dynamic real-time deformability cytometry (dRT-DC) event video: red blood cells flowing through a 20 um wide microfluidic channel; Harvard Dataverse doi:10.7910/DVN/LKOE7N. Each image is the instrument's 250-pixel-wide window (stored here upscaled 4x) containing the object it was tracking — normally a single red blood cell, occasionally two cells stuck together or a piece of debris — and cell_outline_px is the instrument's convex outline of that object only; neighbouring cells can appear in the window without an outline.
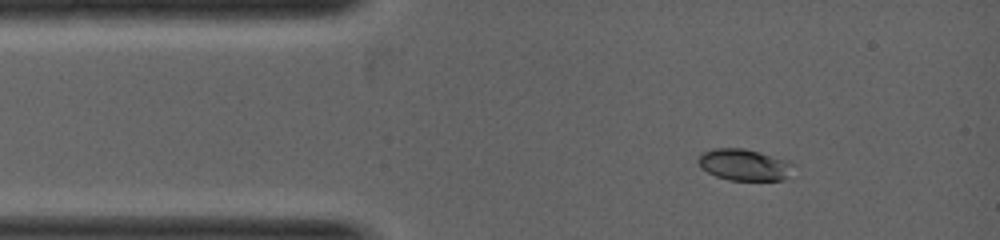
{"species": "common noctule bat (a hibernating species)", "species_latin": "Nyctalus noctula", "temperature_condition": "warm", "stored_images_in_passage": 4, "camera_frame_rate_fps": 5000, "um_per_image_px": 0.085, "animal": {"sex": "female", "body_mass_g": 19.0, "forearm_length_mm": 53.3}, "frame": {"image": 1, "passage_image": 1, "time_ms": 0.0, "image_size_px": [1000, 240], "cell_outline_px": [[792, 164], [784, 180], [728, 180], [716, 176], [700, 168], [696, 160], [700, 152], [712, 148], [744, 148], [792, 160]], "centroid_in_image_um": [63.19, 13.98], "position_along_channel_um": 21.8, "area_um2": 17.69}}
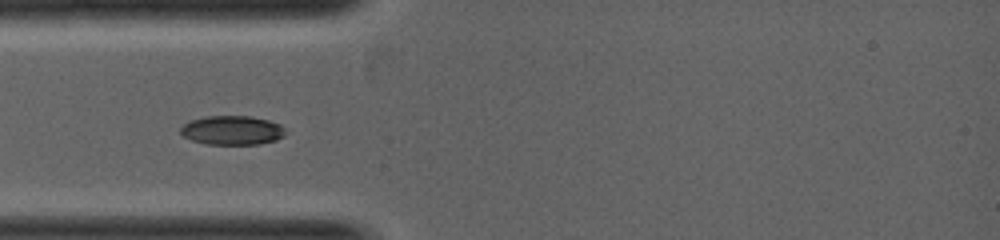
{"frame": {"image": 2, "passage_image": 3, "time_ms": 1.0, "image_size_px": [1000, 240], "cell_outline_px": [[284, 136], [276, 140], [260, 144], [208, 144], [192, 140], [184, 136], [180, 132], [180, 128], [188, 120], [204, 116], [252, 116], [268, 120], [280, 124], [284, 128]], "centroid_in_image_um": [19.72, 11.06], "position_along_channel_um": 65.3, "area_um2": 17.86}}
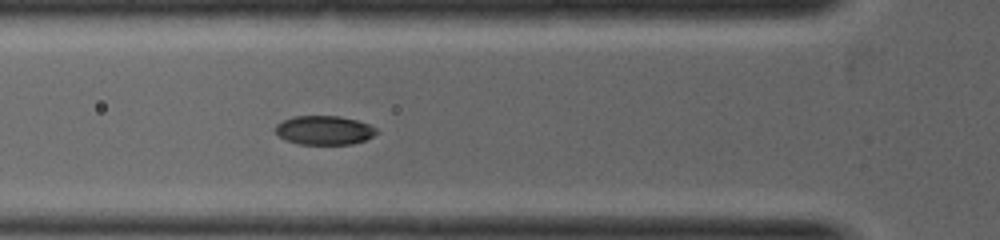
{"frame": {"image": 3, "passage_image": 4, "time_ms": 1.4, "image_size_px": [1000, 240], "cell_outline_px": [[380, 132], [364, 140], [352, 144], [300, 144], [276, 136], [276, 124], [292, 116], [340, 116], [356, 120], [368, 124], [376, 128]], "centroid_in_image_um": [27.56, 11.06], "position_along_channel_um": 98.2, "area_um2": 17.05}}